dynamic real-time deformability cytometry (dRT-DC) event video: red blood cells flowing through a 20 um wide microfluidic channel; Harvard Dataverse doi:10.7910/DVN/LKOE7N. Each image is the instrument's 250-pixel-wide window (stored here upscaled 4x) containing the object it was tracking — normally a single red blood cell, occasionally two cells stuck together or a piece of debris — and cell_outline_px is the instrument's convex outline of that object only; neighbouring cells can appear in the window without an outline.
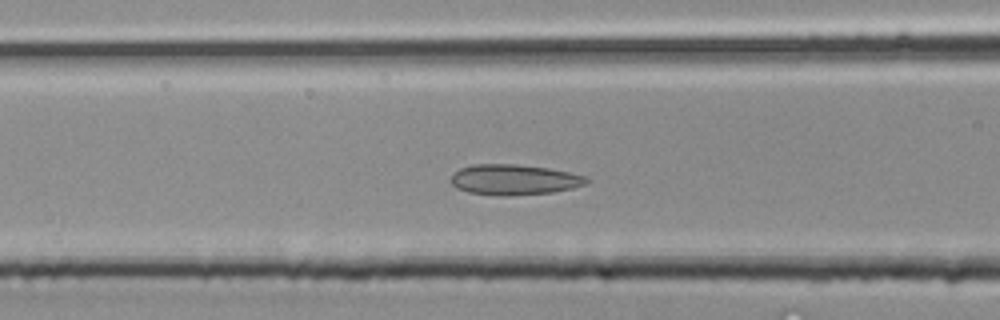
{"species": "common noctule bat (a hibernating species)", "species_latin": "Nyctalus noctula", "temperature_condition": "room temperature", "stored_images_in_passage": 22, "camera_frame_rate_fps": 3000, "um_per_image_px": 0.085, "animal": {"sex": "male", "body_mass_g": 20.4}, "frame": {"image": 1, "passage_image": 5, "time_ms": 1.333, "image_size_px": [1000, 320], "cell_outline_px": [[588, 180], [584, 184], [572, 188], [552, 192], [508, 196], [500, 196], [468, 192], [456, 188], [448, 180], [460, 168], [472, 164], [516, 164], [548, 168], [588, 176]], "centroid_in_image_um": [43.66, 15.27], "position_along_channel_um": 122.9, "area_um2": 24.1}}
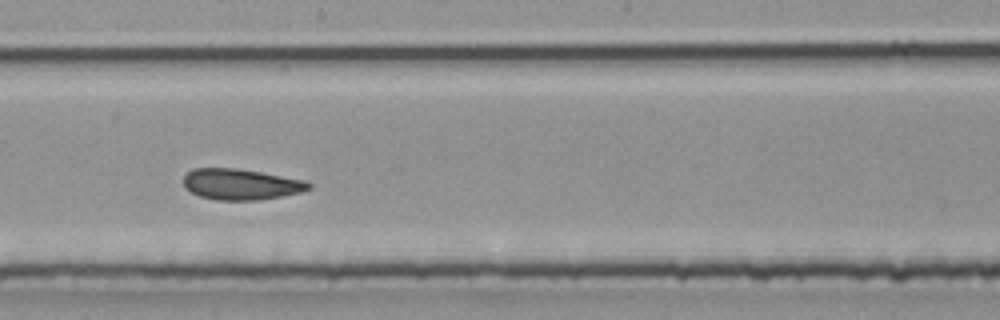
{"frame": {"image": 2, "passage_image": 10, "time_ms": 3.0, "image_size_px": [1000, 320], "cell_outline_px": [[312, 188], [300, 192], [260, 200], [216, 200], [200, 196], [184, 188], [184, 176], [192, 168], [236, 168], [260, 172], [304, 180], [312, 184]], "centroid_in_image_um": [20.46, 15.66], "position_along_channel_um": 227.7, "area_um2": 22.48}}
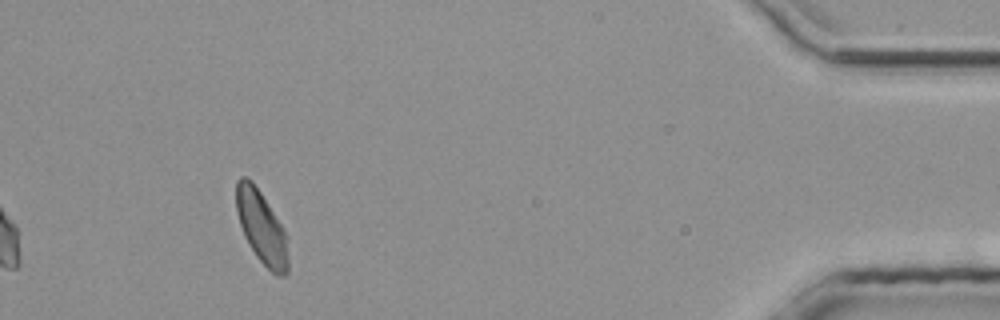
{"frame": {"image": 3, "passage_image": 22, "time_ms": 7.0, "image_size_px": [1000, 320], "cell_outline_px": [[288, 272], [284, 276], [276, 276], [256, 256], [248, 244], [244, 236], [236, 212], [236, 180], [240, 176], [244, 176], [252, 180], [260, 192], [288, 236]], "centroid_in_image_um": [22.23, 19.33], "position_along_channel_um": 413.0, "area_um2": 22.08}}